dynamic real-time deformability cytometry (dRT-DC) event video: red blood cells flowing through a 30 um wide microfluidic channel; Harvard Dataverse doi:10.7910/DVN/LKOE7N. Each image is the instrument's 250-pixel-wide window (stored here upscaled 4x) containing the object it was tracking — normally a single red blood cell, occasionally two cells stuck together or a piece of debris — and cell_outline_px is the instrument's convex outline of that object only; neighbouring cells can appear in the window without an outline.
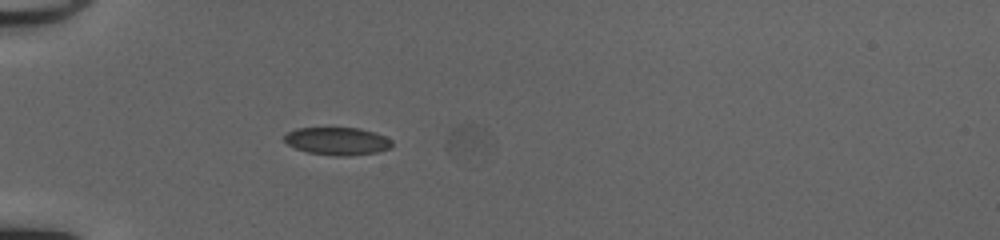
{"species": "common noctule bat (a hibernating species)", "species_latin": "Nyctalus noctula", "temperature_condition": "cold", "stored_images_in_passage": 2, "camera_frame_rate_fps": 3000, "um_per_image_px": 0.085, "animal": {"sex": "female", "body_mass_g": 20.0, "forearm_length_mm": 54.0}, "frame": {"image": 1, "passage_image": 1, "time_ms": 0.0, "image_size_px": [1000, 240], "cell_outline_px": [[392, 144], [388, 148], [376, 152], [352, 156], [336, 156], [308, 152], [296, 148], [288, 144], [284, 140], [284, 136], [288, 132], [296, 128], [360, 128], [376, 132], [392, 140]], "centroid_in_image_um": [28.68, 11.99], "position_along_channel_um": 56.3, "area_um2": 17.34}}